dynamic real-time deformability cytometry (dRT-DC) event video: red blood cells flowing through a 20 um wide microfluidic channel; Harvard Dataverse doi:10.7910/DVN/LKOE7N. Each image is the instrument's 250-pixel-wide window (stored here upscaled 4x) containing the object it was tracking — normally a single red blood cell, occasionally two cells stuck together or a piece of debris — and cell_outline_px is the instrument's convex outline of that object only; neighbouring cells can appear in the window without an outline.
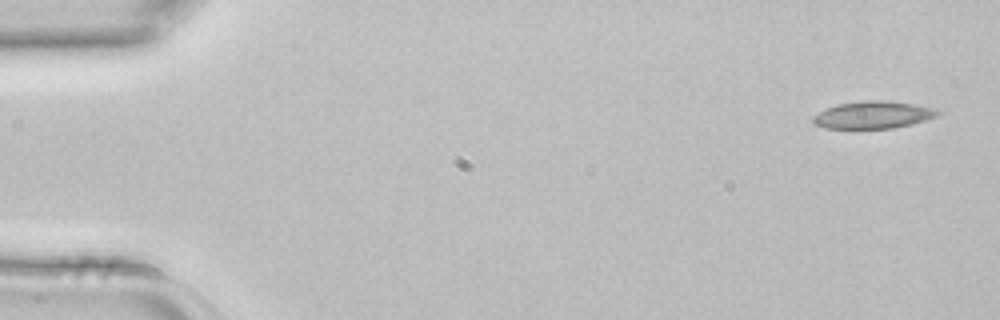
{"species": "common noctule bat (a hibernating species)", "species_latin": "Nyctalus noctula", "temperature_condition": "room temperature", "stored_images_in_passage": 2, "camera_frame_rate_fps": 3000, "um_per_image_px": 0.085, "animal": {"sex": "female", "body_mass_g": 22.7, "forearm_length_mm": 54.2}, "frame": {"image": 1, "passage_image": 1, "time_ms": 0.0, "image_size_px": [1000, 320], "cell_outline_px": [[940, 112], [936, 116], [912, 124], [892, 128], [824, 128], [816, 124], [812, 120], [812, 116], [824, 108], [836, 104], [864, 100], [884, 100], [916, 104], [936, 108]], "centroid_in_image_um": [74.19, 9.75], "position_along_channel_um": 10.8, "area_um2": 19.94}}